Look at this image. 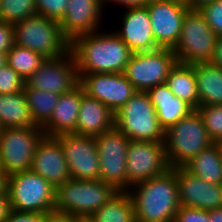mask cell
<instances>
[{
    "label": "cell",
    "mask_w": 222,
    "mask_h": 222,
    "mask_svg": "<svg viewBox=\"0 0 222 222\" xmlns=\"http://www.w3.org/2000/svg\"><path fill=\"white\" fill-rule=\"evenodd\" d=\"M78 74L123 73L132 55L115 32L103 28L75 37L69 46Z\"/></svg>",
    "instance_id": "cell-1"
},
{
    "label": "cell",
    "mask_w": 222,
    "mask_h": 222,
    "mask_svg": "<svg viewBox=\"0 0 222 222\" xmlns=\"http://www.w3.org/2000/svg\"><path fill=\"white\" fill-rule=\"evenodd\" d=\"M127 192L133 200L136 222H174L180 203L176 174L171 168Z\"/></svg>",
    "instance_id": "cell-2"
},
{
    "label": "cell",
    "mask_w": 222,
    "mask_h": 222,
    "mask_svg": "<svg viewBox=\"0 0 222 222\" xmlns=\"http://www.w3.org/2000/svg\"><path fill=\"white\" fill-rule=\"evenodd\" d=\"M119 191L102 180L69 179L56 189L55 209L79 218L90 217Z\"/></svg>",
    "instance_id": "cell-3"
},
{
    "label": "cell",
    "mask_w": 222,
    "mask_h": 222,
    "mask_svg": "<svg viewBox=\"0 0 222 222\" xmlns=\"http://www.w3.org/2000/svg\"><path fill=\"white\" fill-rule=\"evenodd\" d=\"M114 126L130 140L165 142V129L146 92L136 93L114 114Z\"/></svg>",
    "instance_id": "cell-4"
},
{
    "label": "cell",
    "mask_w": 222,
    "mask_h": 222,
    "mask_svg": "<svg viewBox=\"0 0 222 222\" xmlns=\"http://www.w3.org/2000/svg\"><path fill=\"white\" fill-rule=\"evenodd\" d=\"M165 151L170 168L184 167L211 141L202 118L196 110L182 118L165 132Z\"/></svg>",
    "instance_id": "cell-5"
},
{
    "label": "cell",
    "mask_w": 222,
    "mask_h": 222,
    "mask_svg": "<svg viewBox=\"0 0 222 222\" xmlns=\"http://www.w3.org/2000/svg\"><path fill=\"white\" fill-rule=\"evenodd\" d=\"M14 44L25 47L45 59H55L69 51L70 42L63 36L58 21L35 14L13 24Z\"/></svg>",
    "instance_id": "cell-6"
},
{
    "label": "cell",
    "mask_w": 222,
    "mask_h": 222,
    "mask_svg": "<svg viewBox=\"0 0 222 222\" xmlns=\"http://www.w3.org/2000/svg\"><path fill=\"white\" fill-rule=\"evenodd\" d=\"M217 39L203 14L199 10L188 9L179 41L173 49L178 63L194 65L213 62Z\"/></svg>",
    "instance_id": "cell-7"
},
{
    "label": "cell",
    "mask_w": 222,
    "mask_h": 222,
    "mask_svg": "<svg viewBox=\"0 0 222 222\" xmlns=\"http://www.w3.org/2000/svg\"><path fill=\"white\" fill-rule=\"evenodd\" d=\"M7 193L13 211L45 214L55 209L56 189L31 170L8 175Z\"/></svg>",
    "instance_id": "cell-8"
},
{
    "label": "cell",
    "mask_w": 222,
    "mask_h": 222,
    "mask_svg": "<svg viewBox=\"0 0 222 222\" xmlns=\"http://www.w3.org/2000/svg\"><path fill=\"white\" fill-rule=\"evenodd\" d=\"M177 63L172 49L159 48L132 53L123 73L136 91L147 92L150 88L165 83Z\"/></svg>",
    "instance_id": "cell-9"
},
{
    "label": "cell",
    "mask_w": 222,
    "mask_h": 222,
    "mask_svg": "<svg viewBox=\"0 0 222 222\" xmlns=\"http://www.w3.org/2000/svg\"><path fill=\"white\" fill-rule=\"evenodd\" d=\"M41 127L3 128L0 133V165L7 175L30 170L39 141Z\"/></svg>",
    "instance_id": "cell-10"
},
{
    "label": "cell",
    "mask_w": 222,
    "mask_h": 222,
    "mask_svg": "<svg viewBox=\"0 0 222 222\" xmlns=\"http://www.w3.org/2000/svg\"><path fill=\"white\" fill-rule=\"evenodd\" d=\"M100 162V180L113 185L119 192L128 191L126 171L127 149L130 139L115 126L95 136Z\"/></svg>",
    "instance_id": "cell-11"
},
{
    "label": "cell",
    "mask_w": 222,
    "mask_h": 222,
    "mask_svg": "<svg viewBox=\"0 0 222 222\" xmlns=\"http://www.w3.org/2000/svg\"><path fill=\"white\" fill-rule=\"evenodd\" d=\"M169 169L164 143L130 140L126 164L128 190Z\"/></svg>",
    "instance_id": "cell-12"
},
{
    "label": "cell",
    "mask_w": 222,
    "mask_h": 222,
    "mask_svg": "<svg viewBox=\"0 0 222 222\" xmlns=\"http://www.w3.org/2000/svg\"><path fill=\"white\" fill-rule=\"evenodd\" d=\"M55 137L60 141L71 179L100 180V162L94 136L68 133Z\"/></svg>",
    "instance_id": "cell-13"
},
{
    "label": "cell",
    "mask_w": 222,
    "mask_h": 222,
    "mask_svg": "<svg viewBox=\"0 0 222 222\" xmlns=\"http://www.w3.org/2000/svg\"><path fill=\"white\" fill-rule=\"evenodd\" d=\"M25 84L29 88L59 95L68 93L79 84L74 55L69 50L58 58L45 59L38 70L28 77Z\"/></svg>",
    "instance_id": "cell-14"
},
{
    "label": "cell",
    "mask_w": 222,
    "mask_h": 222,
    "mask_svg": "<svg viewBox=\"0 0 222 222\" xmlns=\"http://www.w3.org/2000/svg\"><path fill=\"white\" fill-rule=\"evenodd\" d=\"M85 94L105 104L115 114L136 93L124 73L78 74Z\"/></svg>",
    "instance_id": "cell-15"
},
{
    "label": "cell",
    "mask_w": 222,
    "mask_h": 222,
    "mask_svg": "<svg viewBox=\"0 0 222 222\" xmlns=\"http://www.w3.org/2000/svg\"><path fill=\"white\" fill-rule=\"evenodd\" d=\"M146 7L156 45L173 50L179 41L188 8L166 0H151Z\"/></svg>",
    "instance_id": "cell-16"
},
{
    "label": "cell",
    "mask_w": 222,
    "mask_h": 222,
    "mask_svg": "<svg viewBox=\"0 0 222 222\" xmlns=\"http://www.w3.org/2000/svg\"><path fill=\"white\" fill-rule=\"evenodd\" d=\"M177 178L180 206L206 211L222 207V184L199 179L184 167L171 168Z\"/></svg>",
    "instance_id": "cell-17"
},
{
    "label": "cell",
    "mask_w": 222,
    "mask_h": 222,
    "mask_svg": "<svg viewBox=\"0 0 222 222\" xmlns=\"http://www.w3.org/2000/svg\"><path fill=\"white\" fill-rule=\"evenodd\" d=\"M104 10L103 0H68L65 15L59 22L63 36L71 42L79 35L100 30Z\"/></svg>",
    "instance_id": "cell-18"
},
{
    "label": "cell",
    "mask_w": 222,
    "mask_h": 222,
    "mask_svg": "<svg viewBox=\"0 0 222 222\" xmlns=\"http://www.w3.org/2000/svg\"><path fill=\"white\" fill-rule=\"evenodd\" d=\"M30 170L42 176L55 189L70 179L60 141L55 136L44 135L39 141Z\"/></svg>",
    "instance_id": "cell-19"
},
{
    "label": "cell",
    "mask_w": 222,
    "mask_h": 222,
    "mask_svg": "<svg viewBox=\"0 0 222 222\" xmlns=\"http://www.w3.org/2000/svg\"><path fill=\"white\" fill-rule=\"evenodd\" d=\"M121 16V26L118 29L114 28V32L132 53L159 49L153 36L150 15L146 6L125 9Z\"/></svg>",
    "instance_id": "cell-20"
},
{
    "label": "cell",
    "mask_w": 222,
    "mask_h": 222,
    "mask_svg": "<svg viewBox=\"0 0 222 222\" xmlns=\"http://www.w3.org/2000/svg\"><path fill=\"white\" fill-rule=\"evenodd\" d=\"M84 93L83 87L78 84L71 91L60 96L50 119L41 127L46 136H58L75 131Z\"/></svg>",
    "instance_id": "cell-21"
},
{
    "label": "cell",
    "mask_w": 222,
    "mask_h": 222,
    "mask_svg": "<svg viewBox=\"0 0 222 222\" xmlns=\"http://www.w3.org/2000/svg\"><path fill=\"white\" fill-rule=\"evenodd\" d=\"M114 127L113 112L101 101L83 94L74 134L98 136Z\"/></svg>",
    "instance_id": "cell-22"
},
{
    "label": "cell",
    "mask_w": 222,
    "mask_h": 222,
    "mask_svg": "<svg viewBox=\"0 0 222 222\" xmlns=\"http://www.w3.org/2000/svg\"><path fill=\"white\" fill-rule=\"evenodd\" d=\"M146 93L165 131L194 110L188 103L176 97L166 83L158 84Z\"/></svg>",
    "instance_id": "cell-23"
},
{
    "label": "cell",
    "mask_w": 222,
    "mask_h": 222,
    "mask_svg": "<svg viewBox=\"0 0 222 222\" xmlns=\"http://www.w3.org/2000/svg\"><path fill=\"white\" fill-rule=\"evenodd\" d=\"M199 106L222 105V68L214 62L194 64Z\"/></svg>",
    "instance_id": "cell-24"
},
{
    "label": "cell",
    "mask_w": 222,
    "mask_h": 222,
    "mask_svg": "<svg viewBox=\"0 0 222 222\" xmlns=\"http://www.w3.org/2000/svg\"><path fill=\"white\" fill-rule=\"evenodd\" d=\"M0 126L27 128L38 126L31 115L24 91L0 94Z\"/></svg>",
    "instance_id": "cell-25"
},
{
    "label": "cell",
    "mask_w": 222,
    "mask_h": 222,
    "mask_svg": "<svg viewBox=\"0 0 222 222\" xmlns=\"http://www.w3.org/2000/svg\"><path fill=\"white\" fill-rule=\"evenodd\" d=\"M184 168L208 183L222 184V154L217 143L203 149Z\"/></svg>",
    "instance_id": "cell-26"
},
{
    "label": "cell",
    "mask_w": 222,
    "mask_h": 222,
    "mask_svg": "<svg viewBox=\"0 0 222 222\" xmlns=\"http://www.w3.org/2000/svg\"><path fill=\"white\" fill-rule=\"evenodd\" d=\"M165 83L176 97L188 103L194 110L199 107L194 65L177 63Z\"/></svg>",
    "instance_id": "cell-27"
},
{
    "label": "cell",
    "mask_w": 222,
    "mask_h": 222,
    "mask_svg": "<svg viewBox=\"0 0 222 222\" xmlns=\"http://www.w3.org/2000/svg\"><path fill=\"white\" fill-rule=\"evenodd\" d=\"M89 219L92 222H136L133 200L128 192H119Z\"/></svg>",
    "instance_id": "cell-28"
},
{
    "label": "cell",
    "mask_w": 222,
    "mask_h": 222,
    "mask_svg": "<svg viewBox=\"0 0 222 222\" xmlns=\"http://www.w3.org/2000/svg\"><path fill=\"white\" fill-rule=\"evenodd\" d=\"M23 91L34 122L42 127L50 119L61 95L29 88L26 84Z\"/></svg>",
    "instance_id": "cell-29"
},
{
    "label": "cell",
    "mask_w": 222,
    "mask_h": 222,
    "mask_svg": "<svg viewBox=\"0 0 222 222\" xmlns=\"http://www.w3.org/2000/svg\"><path fill=\"white\" fill-rule=\"evenodd\" d=\"M45 61L41 55L25 47L14 44L7 52V65L16 71L25 81L36 72Z\"/></svg>",
    "instance_id": "cell-30"
},
{
    "label": "cell",
    "mask_w": 222,
    "mask_h": 222,
    "mask_svg": "<svg viewBox=\"0 0 222 222\" xmlns=\"http://www.w3.org/2000/svg\"><path fill=\"white\" fill-rule=\"evenodd\" d=\"M37 14L35 0H1L0 21L14 24Z\"/></svg>",
    "instance_id": "cell-31"
},
{
    "label": "cell",
    "mask_w": 222,
    "mask_h": 222,
    "mask_svg": "<svg viewBox=\"0 0 222 222\" xmlns=\"http://www.w3.org/2000/svg\"><path fill=\"white\" fill-rule=\"evenodd\" d=\"M196 111L202 118L211 141L219 142L222 139V105L199 106Z\"/></svg>",
    "instance_id": "cell-32"
},
{
    "label": "cell",
    "mask_w": 222,
    "mask_h": 222,
    "mask_svg": "<svg viewBox=\"0 0 222 222\" xmlns=\"http://www.w3.org/2000/svg\"><path fill=\"white\" fill-rule=\"evenodd\" d=\"M25 80L7 64L0 68V94H13L22 91Z\"/></svg>",
    "instance_id": "cell-33"
},
{
    "label": "cell",
    "mask_w": 222,
    "mask_h": 222,
    "mask_svg": "<svg viewBox=\"0 0 222 222\" xmlns=\"http://www.w3.org/2000/svg\"><path fill=\"white\" fill-rule=\"evenodd\" d=\"M37 14L60 22L65 15L68 0H35Z\"/></svg>",
    "instance_id": "cell-34"
},
{
    "label": "cell",
    "mask_w": 222,
    "mask_h": 222,
    "mask_svg": "<svg viewBox=\"0 0 222 222\" xmlns=\"http://www.w3.org/2000/svg\"><path fill=\"white\" fill-rule=\"evenodd\" d=\"M199 11L214 34L218 37L222 36V0H213Z\"/></svg>",
    "instance_id": "cell-35"
},
{
    "label": "cell",
    "mask_w": 222,
    "mask_h": 222,
    "mask_svg": "<svg viewBox=\"0 0 222 222\" xmlns=\"http://www.w3.org/2000/svg\"><path fill=\"white\" fill-rule=\"evenodd\" d=\"M174 222H209L208 211L180 206Z\"/></svg>",
    "instance_id": "cell-36"
},
{
    "label": "cell",
    "mask_w": 222,
    "mask_h": 222,
    "mask_svg": "<svg viewBox=\"0 0 222 222\" xmlns=\"http://www.w3.org/2000/svg\"><path fill=\"white\" fill-rule=\"evenodd\" d=\"M14 45L13 24L0 21V52H8Z\"/></svg>",
    "instance_id": "cell-37"
},
{
    "label": "cell",
    "mask_w": 222,
    "mask_h": 222,
    "mask_svg": "<svg viewBox=\"0 0 222 222\" xmlns=\"http://www.w3.org/2000/svg\"><path fill=\"white\" fill-rule=\"evenodd\" d=\"M45 214L11 211L9 217L4 222H44Z\"/></svg>",
    "instance_id": "cell-38"
},
{
    "label": "cell",
    "mask_w": 222,
    "mask_h": 222,
    "mask_svg": "<svg viewBox=\"0 0 222 222\" xmlns=\"http://www.w3.org/2000/svg\"><path fill=\"white\" fill-rule=\"evenodd\" d=\"M77 216L56 210L45 213L44 222H77Z\"/></svg>",
    "instance_id": "cell-39"
},
{
    "label": "cell",
    "mask_w": 222,
    "mask_h": 222,
    "mask_svg": "<svg viewBox=\"0 0 222 222\" xmlns=\"http://www.w3.org/2000/svg\"><path fill=\"white\" fill-rule=\"evenodd\" d=\"M151 0H103L104 2V7L106 6L105 4H111L117 5L120 4L119 6H122L126 9L129 8H136V7H144L146 6Z\"/></svg>",
    "instance_id": "cell-40"
},
{
    "label": "cell",
    "mask_w": 222,
    "mask_h": 222,
    "mask_svg": "<svg viewBox=\"0 0 222 222\" xmlns=\"http://www.w3.org/2000/svg\"><path fill=\"white\" fill-rule=\"evenodd\" d=\"M11 211L8 193L0 194V222H4L9 217Z\"/></svg>",
    "instance_id": "cell-41"
},
{
    "label": "cell",
    "mask_w": 222,
    "mask_h": 222,
    "mask_svg": "<svg viewBox=\"0 0 222 222\" xmlns=\"http://www.w3.org/2000/svg\"><path fill=\"white\" fill-rule=\"evenodd\" d=\"M213 62L222 68V36L218 37Z\"/></svg>",
    "instance_id": "cell-42"
},
{
    "label": "cell",
    "mask_w": 222,
    "mask_h": 222,
    "mask_svg": "<svg viewBox=\"0 0 222 222\" xmlns=\"http://www.w3.org/2000/svg\"><path fill=\"white\" fill-rule=\"evenodd\" d=\"M212 1L213 0H187V8L191 10H200Z\"/></svg>",
    "instance_id": "cell-43"
},
{
    "label": "cell",
    "mask_w": 222,
    "mask_h": 222,
    "mask_svg": "<svg viewBox=\"0 0 222 222\" xmlns=\"http://www.w3.org/2000/svg\"><path fill=\"white\" fill-rule=\"evenodd\" d=\"M209 222H222V207L208 211Z\"/></svg>",
    "instance_id": "cell-44"
},
{
    "label": "cell",
    "mask_w": 222,
    "mask_h": 222,
    "mask_svg": "<svg viewBox=\"0 0 222 222\" xmlns=\"http://www.w3.org/2000/svg\"><path fill=\"white\" fill-rule=\"evenodd\" d=\"M7 187H8V175L3 172V170H0V194L7 193Z\"/></svg>",
    "instance_id": "cell-45"
},
{
    "label": "cell",
    "mask_w": 222,
    "mask_h": 222,
    "mask_svg": "<svg viewBox=\"0 0 222 222\" xmlns=\"http://www.w3.org/2000/svg\"><path fill=\"white\" fill-rule=\"evenodd\" d=\"M7 64V53L0 52V68Z\"/></svg>",
    "instance_id": "cell-46"
},
{
    "label": "cell",
    "mask_w": 222,
    "mask_h": 222,
    "mask_svg": "<svg viewBox=\"0 0 222 222\" xmlns=\"http://www.w3.org/2000/svg\"><path fill=\"white\" fill-rule=\"evenodd\" d=\"M166 1L176 2L185 5L187 7V0H166Z\"/></svg>",
    "instance_id": "cell-47"
},
{
    "label": "cell",
    "mask_w": 222,
    "mask_h": 222,
    "mask_svg": "<svg viewBox=\"0 0 222 222\" xmlns=\"http://www.w3.org/2000/svg\"><path fill=\"white\" fill-rule=\"evenodd\" d=\"M77 222H92L89 217L77 218Z\"/></svg>",
    "instance_id": "cell-48"
},
{
    "label": "cell",
    "mask_w": 222,
    "mask_h": 222,
    "mask_svg": "<svg viewBox=\"0 0 222 222\" xmlns=\"http://www.w3.org/2000/svg\"><path fill=\"white\" fill-rule=\"evenodd\" d=\"M217 144H218V146L220 147L221 154H222V139H221L219 142H217Z\"/></svg>",
    "instance_id": "cell-49"
}]
</instances>
